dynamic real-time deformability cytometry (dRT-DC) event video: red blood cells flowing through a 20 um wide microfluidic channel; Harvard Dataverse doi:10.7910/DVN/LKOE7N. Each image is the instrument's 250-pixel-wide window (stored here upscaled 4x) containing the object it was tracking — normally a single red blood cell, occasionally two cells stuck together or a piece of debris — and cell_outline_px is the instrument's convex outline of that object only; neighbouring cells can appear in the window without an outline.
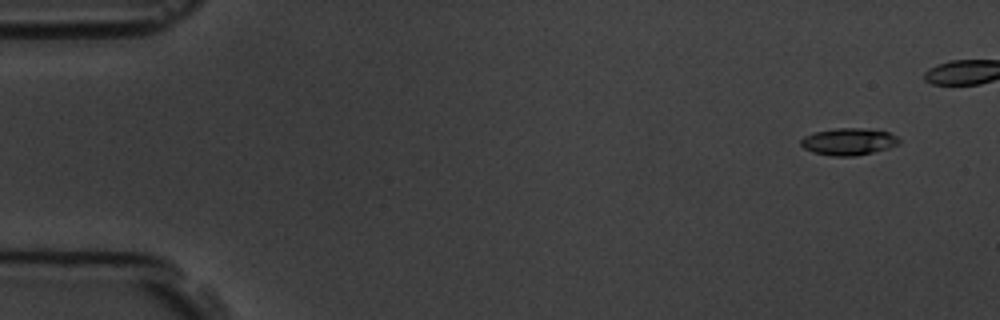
{"species": "common noctule bat (a hibernating species)", "species_latin": "Nyctalus noctula", "temperature_condition": "room temperature", "stored_images_in_passage": 11, "camera_frame_rate_fps": 3000, "um_per_image_px": 0.085, "animal": {"sex": "male", "body_mass_g": 19.5, "forearm_length_mm": 54.6}, "frame": {"image": 1, "passage_image": 1, "time_ms": 0.0, "image_size_px": [1000, 320], "cell_outline_px": [[900, 144], [888, 148], [856, 156], [832, 156], [812, 152], [804, 148], [800, 144], [800, 140], [804, 136], [816, 132], [836, 128], [864, 128], [888, 132], [896, 136], [900, 140]], "centroid_in_image_um": [72.13, 12.04], "position_along_channel_um": 12.9, "area_um2": 15.43}}
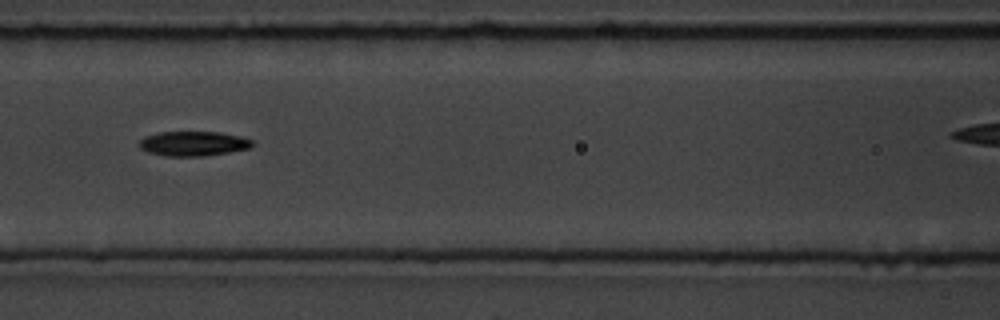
{"frame": {"image": 2, "passage_image": 7, "time_ms": 7.0, "image_size_px": [1000, 320], "cell_outline_px": [[256, 144], [248, 148], [228, 152], [204, 156], [164, 156], [148, 152], [140, 148], [140, 140], [144, 136], [160, 132], [220, 132], [240, 136], [252, 140]], "centroid_in_image_um": [16.43, 12.2], "position_along_channel_um": 150.2, "area_um2": 16.24}}
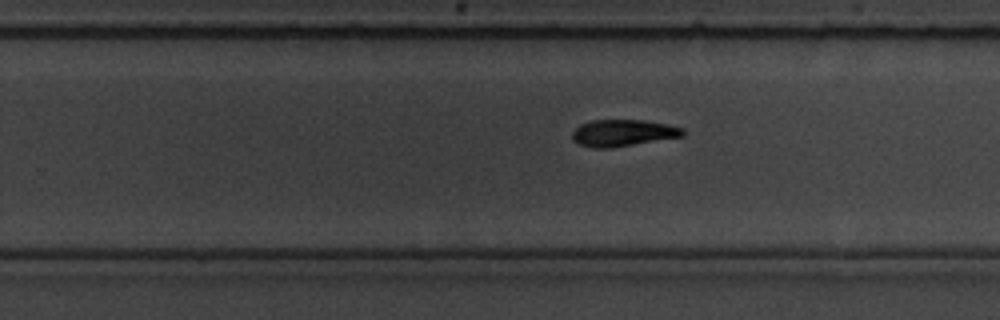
{"frame": {"image": 3, "passage_image": 11, "time_ms": 12.333, "image_size_px": [1000, 320], "cell_outline_px": [[684, 136], [612, 148], [592, 148], [580, 144], [572, 140], [572, 132], [580, 124], [592, 120], [644, 120], [668, 124], [684, 128]], "centroid_in_image_um": [52.95, 11.3], "position_along_channel_um": 276.8, "area_um2": 17.34}}